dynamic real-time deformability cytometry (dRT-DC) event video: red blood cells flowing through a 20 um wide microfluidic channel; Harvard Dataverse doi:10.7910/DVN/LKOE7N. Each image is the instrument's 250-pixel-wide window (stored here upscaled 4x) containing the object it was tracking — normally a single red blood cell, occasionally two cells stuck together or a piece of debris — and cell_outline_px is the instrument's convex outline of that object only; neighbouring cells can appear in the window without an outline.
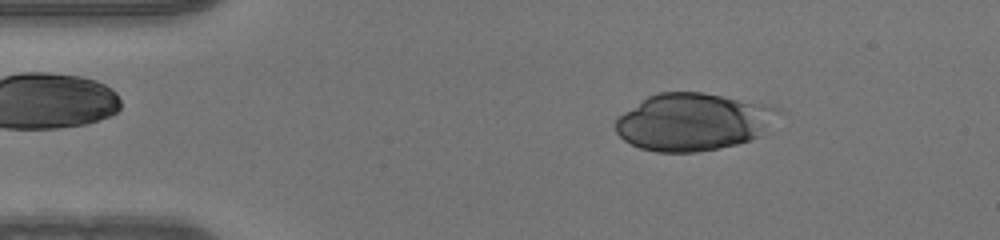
{"species": "human", "species_latin": "Homo sapiens", "temperature_condition": "warm", "stored_images_in_passage": 48, "camera_frame_rate_fps": 3000, "um_per_image_px": 0.085, "donor": {"sex": "male"}, "frame": {"image": 1, "passage_image": 6, "time_ms": 1.667, "image_size_px": [1000, 240], "cell_outline_px": [[780, 112], [760, 136], [736, 144], [696, 152], [656, 152], [640, 148], [624, 140], [616, 132], [616, 120], [624, 112], [648, 96], [660, 92], [704, 92], [772, 104], [780, 108]], "centroid_in_image_um": [58.94, 10.34], "position_along_channel_um": 26.1, "area_um2": 54.33}}
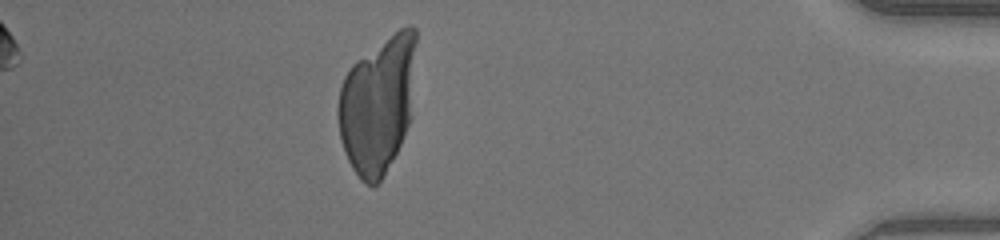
{"frame": {"image": 2, "passage_image": 42, "time_ms": 13.667, "image_size_px": [1000, 240], "cell_outline_px": [[416, 40], [412, 116], [400, 144], [384, 176], [372, 188], [364, 184], [360, 180], [352, 168], [344, 152], [340, 140], [336, 116], [336, 108], [340, 88], [344, 76], [352, 64], [356, 60], [400, 28], [408, 24], [412, 24], [416, 28]], "centroid_in_image_um": [32.09, 8.89], "position_along_channel_um": 403.1, "area_um2": 63.06}}